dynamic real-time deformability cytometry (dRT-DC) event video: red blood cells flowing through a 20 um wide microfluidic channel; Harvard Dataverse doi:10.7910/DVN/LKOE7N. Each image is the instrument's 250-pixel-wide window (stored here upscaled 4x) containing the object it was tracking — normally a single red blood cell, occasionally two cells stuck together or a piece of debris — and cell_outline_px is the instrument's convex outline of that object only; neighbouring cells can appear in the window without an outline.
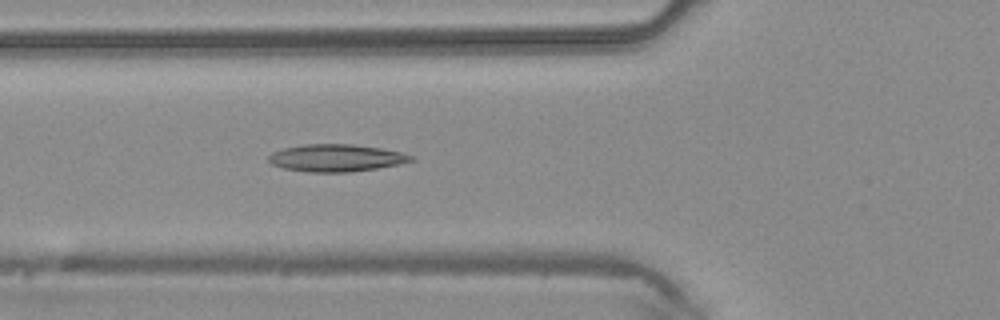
{"species": "common noctule bat (a hibernating species)", "species_latin": "Nyctalus noctula", "temperature_condition": "warm", "stored_images_in_passage": 45, "camera_frame_rate_fps": 3000, "um_per_image_px": 0.085, "animal": {"sex": "male", "body_mass_g": 20.4}, "frame": {"image": 1, "passage_image": 16, "time_ms": 5.0, "image_size_px": [1000, 320], "cell_outline_px": [[416, 160], [400, 164], [376, 168], [348, 172], [308, 172], [284, 168], [272, 164], [268, 160], [268, 156], [272, 152], [284, 148], [304, 144], [352, 144], [384, 148], [400, 152], [412, 156]], "centroid_in_image_um": [28.58, 13.42], "position_along_channel_um": 97.2, "area_um2": 22.66}}
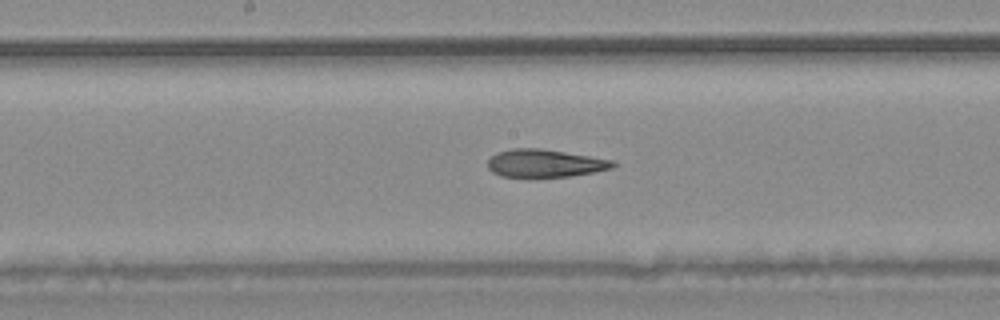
{"frame": {"image": 2, "passage_image": 23, "time_ms": 7.333, "image_size_px": [1000, 320], "cell_outline_px": [[616, 164], [612, 168], [596, 172], [568, 176], [528, 180], [500, 176], [492, 172], [488, 168], [488, 160], [496, 152], [512, 148], [540, 148], [612, 160]], "centroid_in_image_um": [46.24, 13.92], "position_along_channel_um": 202.0, "area_um2": 20.98}}
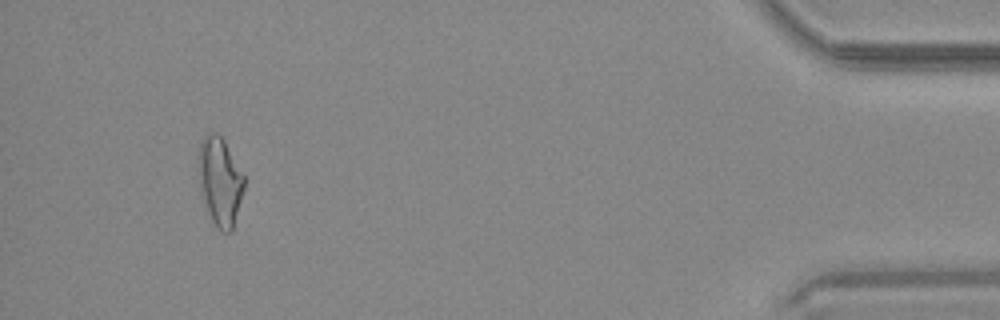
{"frame": {"image": 3, "passage_image": 42, "time_ms": 13.667, "image_size_px": [1000, 320], "cell_outline_px": [[244, 188], [232, 232], [224, 232], [212, 220], [208, 212], [200, 192], [200, 144], [204, 136], [212, 132], [216, 132], [224, 140], [244, 176]], "centroid_in_image_um": [18.72, 15.43], "position_along_channel_um": 416.5, "area_um2": 22.83}}